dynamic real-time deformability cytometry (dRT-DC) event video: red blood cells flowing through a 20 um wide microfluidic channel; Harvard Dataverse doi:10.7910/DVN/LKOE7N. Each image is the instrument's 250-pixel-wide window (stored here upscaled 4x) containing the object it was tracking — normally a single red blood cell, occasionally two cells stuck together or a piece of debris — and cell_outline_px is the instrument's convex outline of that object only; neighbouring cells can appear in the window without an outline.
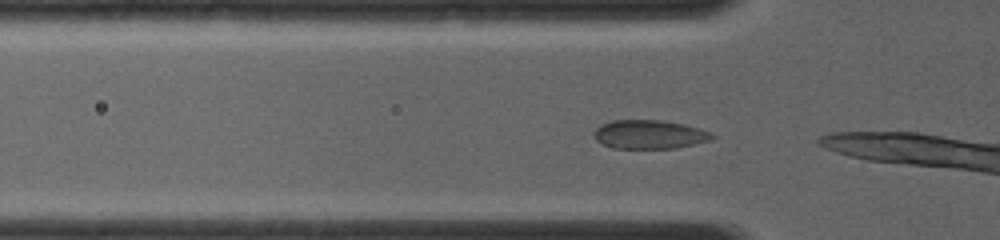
{"species": "common noctule bat (a hibernating species)", "species_latin": "Nyctalus noctula", "temperature_condition": "room temperature", "stored_images_in_passage": 7, "camera_frame_rate_fps": 4000, "um_per_image_px": 0.085, "animal": {"sex": "female", "body_mass_g": 19.0, "forearm_length_mm": 56.7}, "frame": {"image": 1, "passage_image": 2, "time_ms": 0.25, "image_size_px": [1000, 240], "cell_outline_px": [[716, 136], [712, 140], [676, 148], [612, 148], [596, 140], [592, 132], [600, 124], [612, 120], [660, 120], [684, 124], [712, 132]], "centroid_in_image_um": [55.2, 11.42], "position_along_channel_um": 70.6, "area_um2": 19.94}}
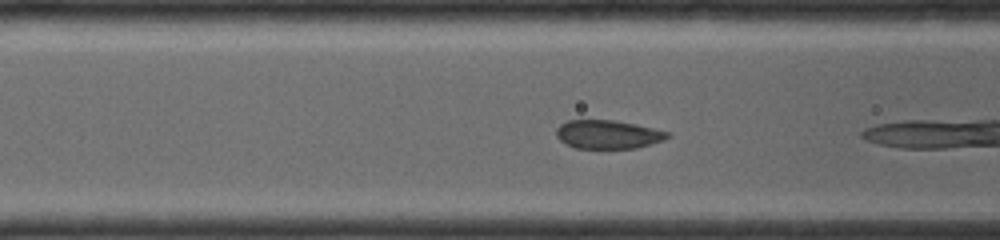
{"frame": {"image": 2, "passage_image": 5, "time_ms": 1.25, "image_size_px": [1000, 240], "cell_outline_px": [[672, 136], [664, 140], [636, 148], [576, 148], [560, 140], [556, 136], [556, 128], [560, 124], [568, 120], [612, 120], [636, 124], [672, 132]], "centroid_in_image_um": [51.71, 11.42], "position_along_channel_um": 114.9, "area_um2": 18.61}}